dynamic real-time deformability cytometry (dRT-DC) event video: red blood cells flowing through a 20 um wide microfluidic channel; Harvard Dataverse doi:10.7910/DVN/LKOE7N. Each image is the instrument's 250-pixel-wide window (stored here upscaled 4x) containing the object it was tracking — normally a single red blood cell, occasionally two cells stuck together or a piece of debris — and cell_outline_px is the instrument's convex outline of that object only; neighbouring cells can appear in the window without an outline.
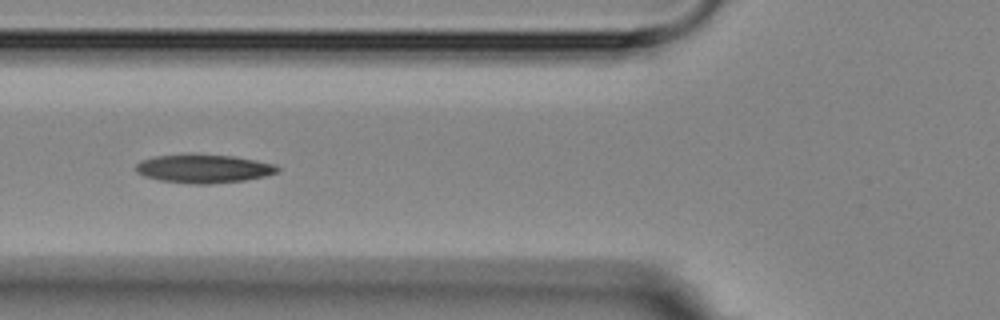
{"species": "Egyptian fruit bat (a non-hibernating species)", "species_latin": "Rousettus aegyptiacus", "temperature_condition": "room temperature", "stored_images_in_passage": 8, "camera_frame_rate_fps": 3000, "um_per_image_px": 0.085, "animal": {"sex": "female"}, "frame": {"image": 1, "passage_image": 6, "time_ms": 5.667, "image_size_px": [1000, 320], "cell_outline_px": [[280, 168], [276, 172], [264, 176], [244, 180], [208, 184], [192, 184], [160, 180], [144, 176], [136, 172], [136, 164], [140, 160], [152, 156], [184, 152], [192, 152], [236, 156], [276, 164]], "centroid_in_image_um": [17.26, 14.29], "position_along_channel_um": 108.5, "area_um2": 24.28}}
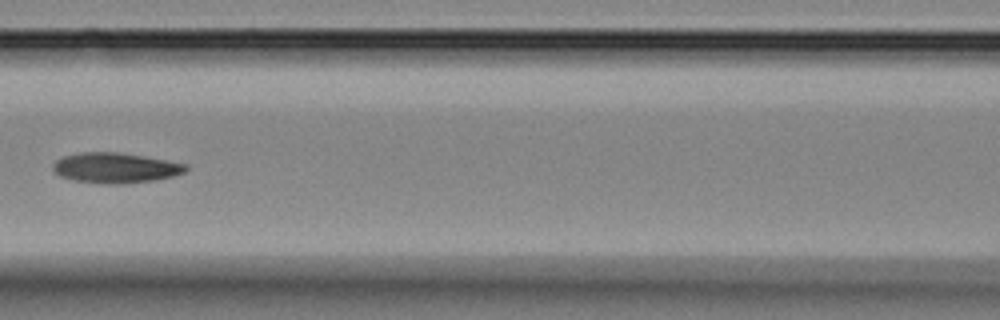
{"frame": {"image": 2, "passage_image": 7, "time_ms": 7.0, "image_size_px": [1000, 320], "cell_outline_px": [[188, 168], [184, 172], [172, 176], [156, 180], [124, 184], [104, 184], [72, 180], [60, 176], [52, 168], [52, 164], [56, 160], [64, 156], [80, 152], [116, 152], [144, 156], [168, 160], [188, 164]], "centroid_in_image_um": [9.81, 14.27], "position_along_channel_um": 156.8, "area_um2": 23.58}}
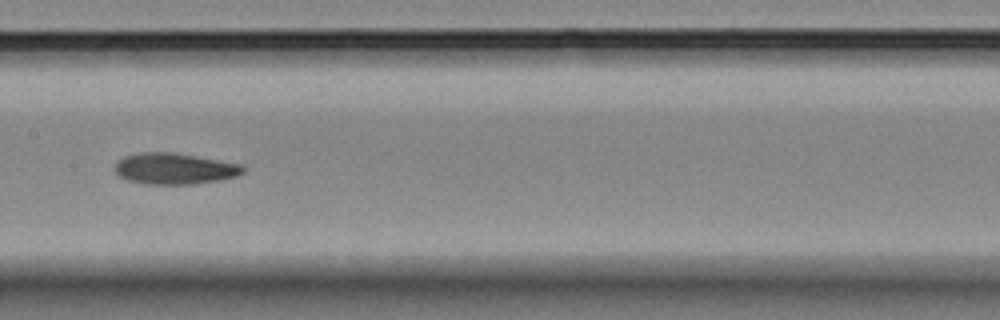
{"frame": {"image": 3, "passage_image": 8, "time_ms": 8.0, "image_size_px": [1000, 320], "cell_outline_px": [[244, 172], [236, 176], [220, 180], [192, 184], [144, 184], [128, 180], [120, 176], [112, 168], [116, 160], [124, 156], [140, 152], [172, 152], [244, 164]], "centroid_in_image_um": [14.81, 14.33], "position_along_channel_um": 192.6, "area_um2": 23.52}}